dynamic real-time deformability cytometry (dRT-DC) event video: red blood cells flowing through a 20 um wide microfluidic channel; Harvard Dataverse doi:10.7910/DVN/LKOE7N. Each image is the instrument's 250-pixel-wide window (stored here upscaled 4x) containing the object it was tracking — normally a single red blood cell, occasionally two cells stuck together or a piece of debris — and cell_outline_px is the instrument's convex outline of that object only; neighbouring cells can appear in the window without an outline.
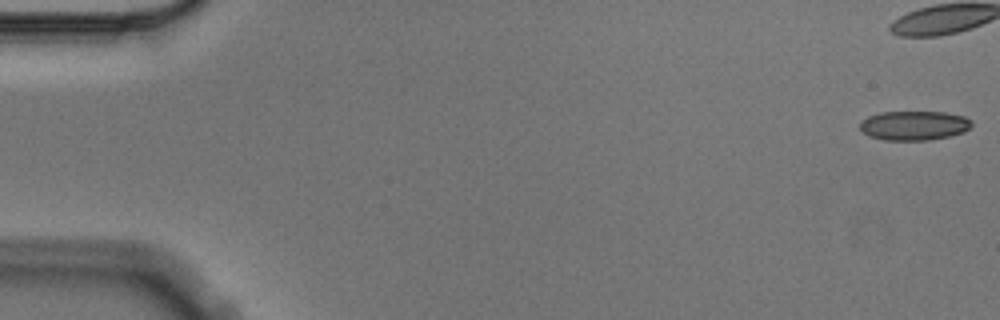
{"species": "Egyptian fruit bat (a non-hibernating species)", "species_latin": "Rousettus aegyptiacus", "temperature_condition": "cold", "stored_images_in_passage": 10, "camera_frame_rate_fps": 3000, "um_per_image_px": 0.085, "animal": {"sex": "male"}, "frame": {"image": 1, "passage_image": 1, "time_ms": 0.0, "image_size_px": [1000, 320], "cell_outline_px": [[972, 124], [964, 132], [948, 136], [928, 140], [884, 140], [868, 136], [860, 128], [860, 120], [868, 116], [880, 112], [944, 112], [964, 116], [972, 120]], "centroid_in_image_um": [77.67, 10.66], "position_along_channel_um": 7.3, "area_um2": 19.13}}